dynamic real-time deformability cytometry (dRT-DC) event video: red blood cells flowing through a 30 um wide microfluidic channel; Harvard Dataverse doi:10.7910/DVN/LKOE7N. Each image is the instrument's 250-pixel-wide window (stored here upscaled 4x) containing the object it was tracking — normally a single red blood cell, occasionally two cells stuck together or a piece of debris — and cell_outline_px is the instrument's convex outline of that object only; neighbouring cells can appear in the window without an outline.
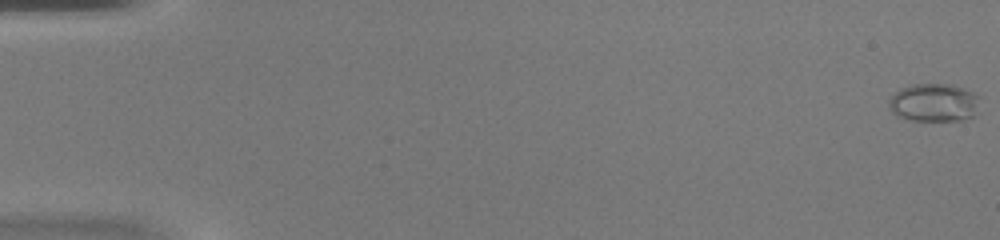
{"species": "common noctule bat (a hibernating species)", "species_latin": "Nyctalus noctula", "temperature_condition": "warm", "stored_images_in_passage": 48, "camera_frame_rate_fps": 3000, "um_per_image_px": 0.085, "animal": {"sex": "female", "body_mass_g": 20.0, "forearm_length_mm": 54.0}, "frame": {"image": 1, "passage_image": 1, "time_ms": 0.0, "image_size_px": [1000, 240], "cell_outline_px": [[980, 96], [976, 116], [960, 120], [908, 120], [896, 116], [892, 112], [888, 104], [888, 100], [900, 88], [912, 84], [952, 84], [964, 88]], "centroid_in_image_um": [79.4, 8.72], "position_along_channel_um": 5.6, "area_um2": 20.46}}
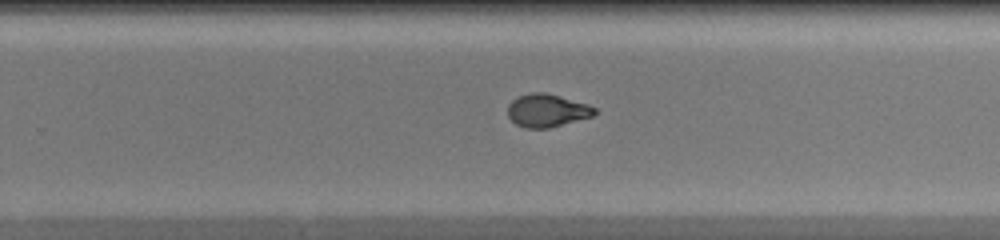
{"frame": {"image": 2, "passage_image": 32, "time_ms": 10.333, "image_size_px": [1000, 240], "cell_outline_px": [[596, 112], [592, 116], [548, 128], [524, 128], [516, 124], [508, 116], [508, 104], [512, 100], [520, 96], [532, 92], [544, 92], [560, 96], [588, 104], [596, 108]], "centroid_in_image_um": [46.48, 9.39], "position_along_channel_um": 283.3, "area_um2": 16.53}}
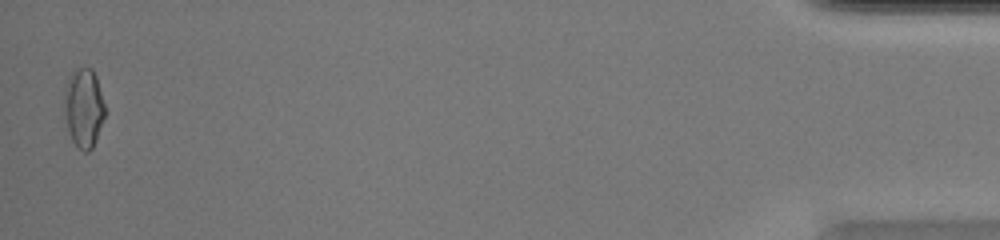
{"frame": {"image": 3, "passage_image": 48, "time_ms": 15.667, "image_size_px": [1000, 240], "cell_outline_px": [[108, 112], [96, 140], [92, 148], [88, 152], [84, 152], [72, 140], [68, 132], [64, 112], [64, 84], [72, 72], [80, 68], [92, 68], [96, 76]], "centroid_in_image_um": [7.14, 9.17], "position_along_channel_um": 428.1, "area_um2": 19.25}}